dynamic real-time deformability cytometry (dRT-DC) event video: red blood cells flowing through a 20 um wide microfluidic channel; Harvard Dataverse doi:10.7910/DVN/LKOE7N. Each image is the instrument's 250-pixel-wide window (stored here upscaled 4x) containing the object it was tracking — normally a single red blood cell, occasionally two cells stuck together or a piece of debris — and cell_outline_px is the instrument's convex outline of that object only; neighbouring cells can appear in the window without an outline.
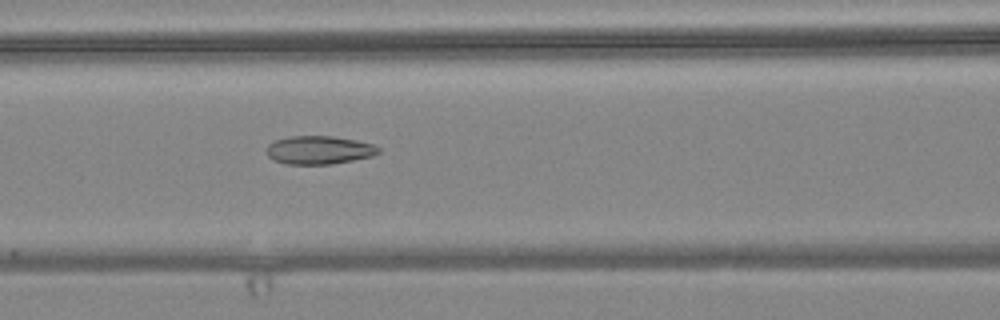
{"species": "common noctule bat (a hibernating species)", "species_latin": "Nyctalus noctula", "temperature_condition": "warm", "stored_images_in_passage": 53, "camera_frame_rate_fps": 3000, "um_per_image_px": 0.085, "animal": {"sex": "female", "body_mass_g": 24.6, "forearm_length_mm": 56.2}, "frame": {"image": 1, "passage_image": 24, "time_ms": 7.667, "image_size_px": [1000, 320], "cell_outline_px": [[380, 152], [372, 156], [332, 164], [284, 164], [272, 160], [268, 156], [264, 148], [272, 140], [288, 136], [332, 136], [356, 140], [372, 144], [380, 148]], "centroid_in_image_um": [27.04, 12.75], "position_along_channel_um": 139.6, "area_um2": 18.73}}
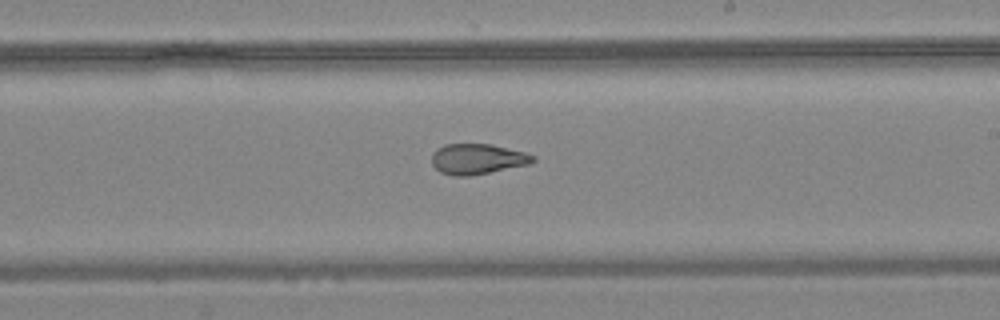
{"frame": {"image": 2, "passage_image": 33, "time_ms": 10.667, "image_size_px": [1000, 320], "cell_outline_px": [[536, 160], [528, 164], [468, 176], [452, 176], [440, 172], [432, 164], [432, 152], [436, 148], [444, 144], [492, 144], [524, 152], [536, 156]], "centroid_in_image_um": [40.55, 13.5], "position_along_channel_um": 248.5, "area_um2": 17.92}}
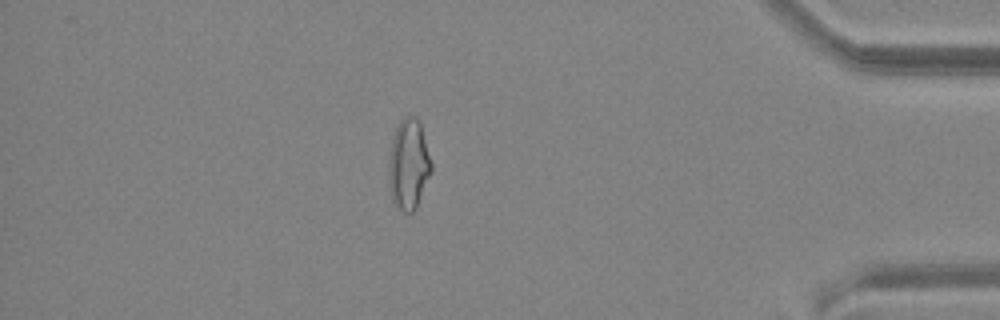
{"frame": {"image": 3, "passage_image": 49, "time_ms": 16.0, "image_size_px": [1000, 320], "cell_outline_px": [[432, 172], [416, 208], [412, 212], [404, 212], [392, 200], [388, 184], [388, 160], [392, 140], [396, 124], [404, 116], [416, 116], [420, 120], [432, 164]], "centroid_in_image_um": [34.73, 13.93], "position_along_channel_um": 400.5, "area_um2": 22.83}, "authors_computed_cell_mechanics": {"area_um2": 20.5768, "velocity_mm_per_s": 3.6389, "shape_relaxation_time_tau1_ms": null, "shape_relaxation_time_tau2_ms": 2.1062, "deformation_change_tau1": null, "deformation_change_tau2": 0.0917}}